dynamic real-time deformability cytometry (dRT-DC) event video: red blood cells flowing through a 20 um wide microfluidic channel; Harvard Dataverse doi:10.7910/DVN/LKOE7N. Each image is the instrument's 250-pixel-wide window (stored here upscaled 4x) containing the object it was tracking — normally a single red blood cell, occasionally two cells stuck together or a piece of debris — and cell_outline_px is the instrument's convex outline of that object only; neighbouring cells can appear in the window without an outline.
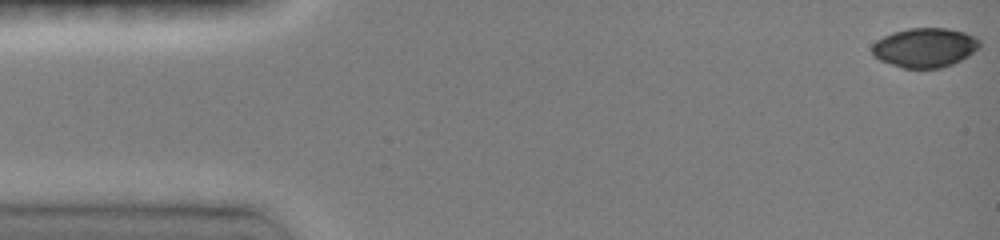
{"species": "common noctule bat (a hibernating species)", "species_latin": "Nyctalus noctula", "temperature_condition": "room temperature", "stored_images_in_passage": 46, "camera_frame_rate_fps": 3000, "um_per_image_px": 0.085, "animal": {"sex": "female", "body_mass_g": 19.0, "forearm_length_mm": 51.5}, "frame": {"image": 1, "passage_image": 1, "time_ms": 0.0, "image_size_px": [1000, 240], "cell_outline_px": [[980, 48], [968, 56], [952, 64], [940, 68], [904, 68], [880, 60], [872, 56], [872, 44], [876, 40], [892, 32], [908, 28], [948, 28], [964, 32], [976, 36], [980, 40]], "centroid_in_image_um": [78.62, 4.03], "position_along_channel_um": 6.4, "area_um2": 24.85}}
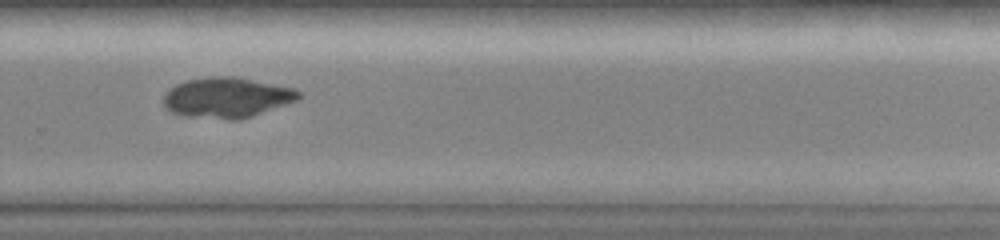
{"frame": {"image": 2, "passage_image": 33, "time_ms": 10.667, "image_size_px": [1000, 240], "cell_outline_px": [[304, 92], [296, 100], [252, 116], [236, 120], [228, 120], [184, 116], [172, 112], [164, 104], [164, 96], [176, 84], [188, 80], [208, 76], [232, 76], [296, 88]], "centroid_in_image_um": [19.31, 8.29], "position_along_channel_um": 310.5, "area_um2": 31.62}}
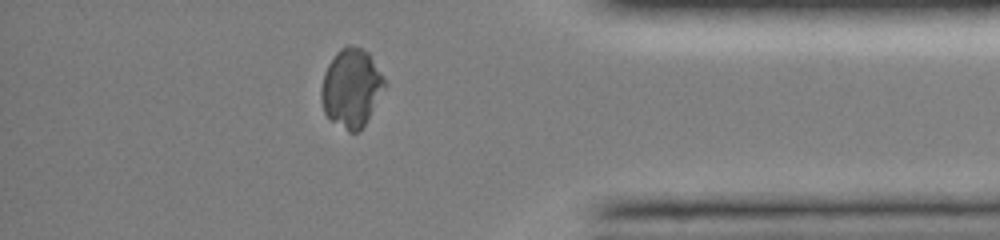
{"frame": {"image": 3, "passage_image": 41, "time_ms": 13.333, "image_size_px": [1000, 240], "cell_outline_px": [[388, 84], [364, 124], [356, 132], [348, 132], [332, 120], [324, 112], [320, 100], [320, 88], [324, 72], [328, 64], [336, 52], [340, 48], [348, 44], [352, 44], [368, 52]], "centroid_in_image_um": [29.85, 7.44], "position_along_channel_um": 405.4, "area_um2": 29.02}}